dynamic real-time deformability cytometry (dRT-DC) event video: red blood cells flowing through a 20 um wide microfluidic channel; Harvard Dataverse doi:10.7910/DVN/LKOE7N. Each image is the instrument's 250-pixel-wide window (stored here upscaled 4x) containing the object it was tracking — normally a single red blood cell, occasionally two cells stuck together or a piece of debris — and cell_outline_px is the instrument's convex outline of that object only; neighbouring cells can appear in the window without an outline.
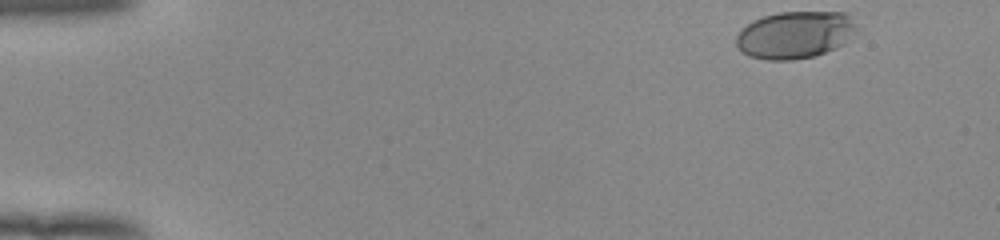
{"species": "human", "species_latin": "Homo sapiens", "temperature_condition": "room temperature", "stored_images_in_passage": 49, "camera_frame_rate_fps": 3000, "um_per_image_px": 0.085, "donor": {"sex": "female"}, "frame": {"image": 1, "passage_image": 1, "time_ms": 0.0, "image_size_px": [1000, 240], "cell_outline_px": [[860, 28], [844, 44], [836, 48], [812, 56], [792, 60], [768, 60], [748, 56], [736, 44], [736, 36], [740, 28], [752, 20], [764, 16], [780, 12], [848, 12]], "centroid_in_image_um": [67.61, 2.94], "position_along_channel_um": 17.4, "area_um2": 33.52}}
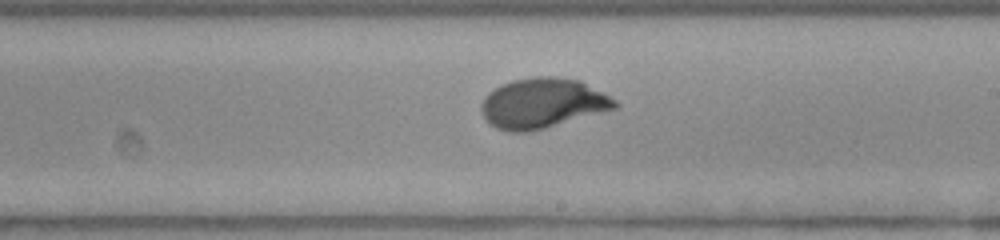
{"frame": {"image": 2, "passage_image": 28, "time_ms": 9.0, "image_size_px": [1000, 240], "cell_outline_px": [[620, 104], [616, 108], [544, 128], [528, 132], [508, 132], [496, 128], [484, 116], [480, 108], [480, 104], [484, 96], [488, 92], [500, 84], [512, 80], [536, 76], [556, 76], [580, 80], [604, 92], [616, 100]], "centroid_in_image_um": [46.11, 8.75], "position_along_channel_um": 242.9, "area_um2": 39.07}}
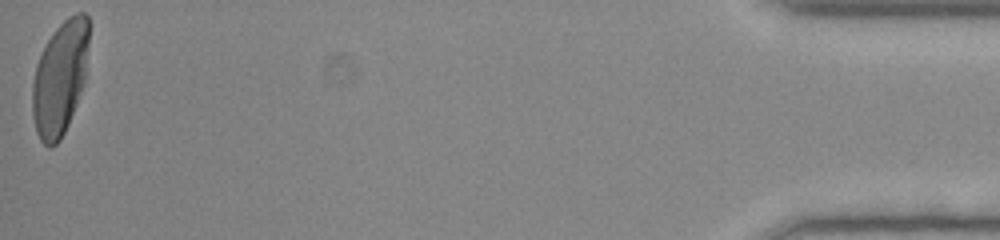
{"frame": {"image": 3, "passage_image": 49, "time_ms": 16.0, "image_size_px": [1000, 240], "cell_outline_px": [[88, 44], [84, 84], [68, 124], [60, 140], [52, 148], [48, 148], [40, 140], [36, 132], [32, 116], [32, 84], [36, 64], [52, 32], [68, 16], [76, 12], [84, 12], [88, 16]], "centroid_in_image_um": [5.08, 6.65], "position_along_channel_um": 430.1, "area_um2": 37.57}, "authors_computed_cell_mechanics": {"area_um2": 37.3388, "velocity_mm_per_s": 3.9162, "shape_relaxation_time_tau1_ms": 3.3687, "shape_relaxation_time_tau2_ms": null, "deformation_change_tau1": 0.171, "deformation_change_tau2": null}}